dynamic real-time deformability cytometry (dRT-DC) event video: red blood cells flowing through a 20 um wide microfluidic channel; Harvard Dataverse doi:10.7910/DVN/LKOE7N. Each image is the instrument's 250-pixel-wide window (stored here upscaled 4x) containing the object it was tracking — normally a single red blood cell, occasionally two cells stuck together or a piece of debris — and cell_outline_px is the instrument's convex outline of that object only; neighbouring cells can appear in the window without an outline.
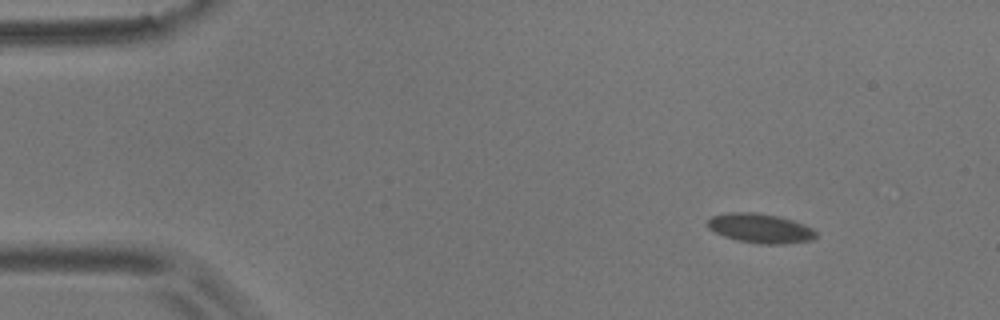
{"species": "common noctule bat (a hibernating species)", "species_latin": "Nyctalus noctula", "temperature_condition": "room temperature", "stored_images_in_passage": 8, "camera_frame_rate_fps": 3000, "um_per_image_px": 0.085, "animal": {"sex": "male", "body_mass_g": 17.9}, "frame": {"image": 1, "passage_image": 1, "time_ms": 0.0, "image_size_px": [1000, 320], "cell_outline_px": [[816, 236], [812, 240], [784, 244], [760, 244], [736, 240], [724, 236], [708, 228], [708, 220], [712, 216], [728, 212], [752, 212], [776, 216], [792, 220], [804, 224], [812, 228], [816, 232]], "centroid_in_image_um": [64.62, 19.41], "position_along_channel_um": 20.4, "area_um2": 18.5}}
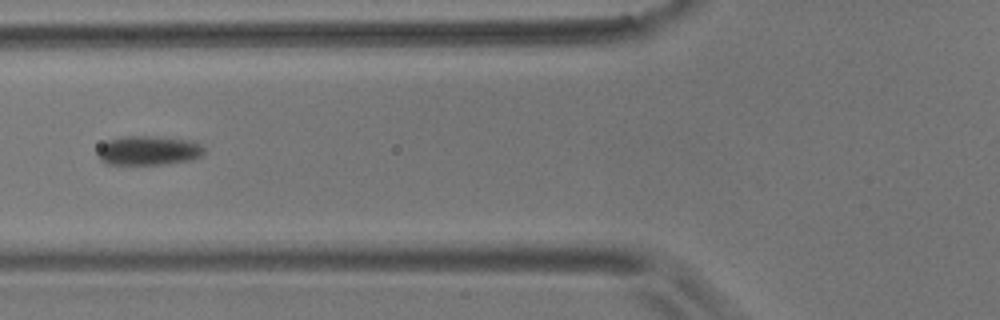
{"frame": {"image": 2, "passage_image": 6, "time_ms": 1.667, "image_size_px": [1000, 320], "cell_outline_px": [[204, 152], [200, 156], [192, 160], [160, 164], [108, 164], [100, 160], [96, 152], [108, 140], [124, 136], [156, 136], [188, 140], [200, 144], [204, 148]], "centroid_in_image_um": [12.62, 12.79], "position_along_channel_um": 113.2, "area_um2": 18.03}}
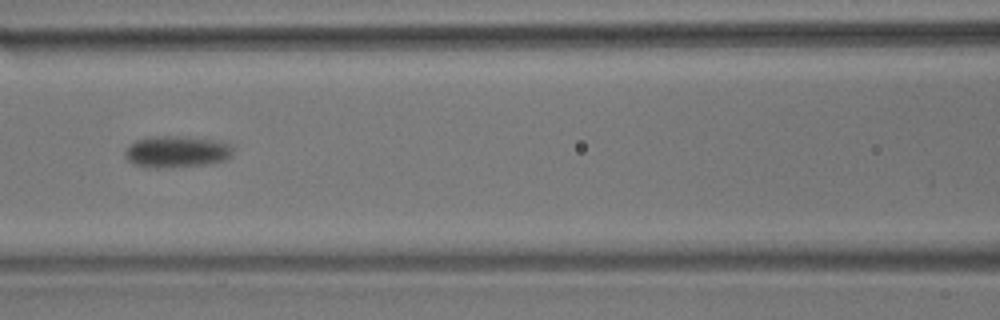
{"frame": {"image": 3, "passage_image": 7, "time_ms": 2.0, "image_size_px": [1000, 320], "cell_outline_px": [[232, 156], [228, 160], [208, 164], [160, 168], [144, 168], [132, 164], [124, 156], [124, 152], [136, 140], [148, 136], [180, 136], [216, 140], [232, 144]], "centroid_in_image_um": [15.02, 12.9], "position_along_channel_um": 151.6, "area_um2": 20.23}}